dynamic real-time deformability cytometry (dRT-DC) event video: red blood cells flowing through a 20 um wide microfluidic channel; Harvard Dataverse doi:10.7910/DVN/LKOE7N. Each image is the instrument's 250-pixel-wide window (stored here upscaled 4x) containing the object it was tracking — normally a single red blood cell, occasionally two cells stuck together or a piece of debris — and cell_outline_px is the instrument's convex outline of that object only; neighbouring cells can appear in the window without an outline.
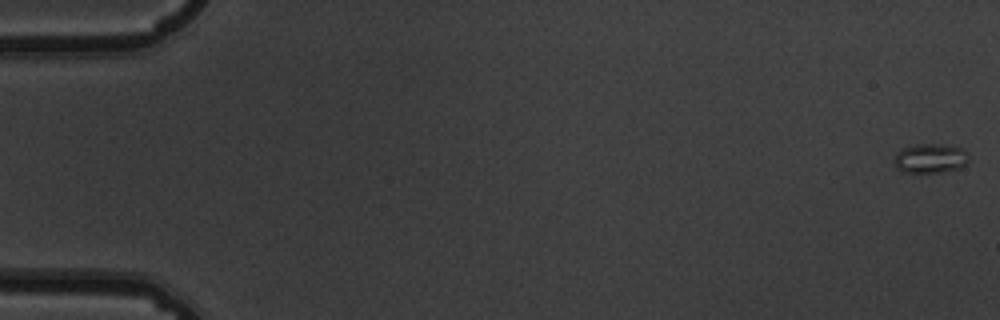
{"species": "common noctule bat (a hibernating species)", "species_latin": "Nyctalus noctula", "temperature_condition": "warm", "stored_images_in_passage": 51, "camera_frame_rate_fps": 3000, "um_per_image_px": 0.085, "animal": {"sex": "male", "body_mass_g": 19.5, "forearm_length_mm": 54.6}, "frame": {"image": 1, "passage_image": 1, "time_ms": 0.0, "image_size_px": [1000, 320], "cell_outline_px": [[968, 164], [960, 168], [944, 172], [900, 172], [892, 164], [896, 152], [900, 148], [916, 144], [940, 144], [960, 148], [968, 156]], "centroid_in_image_um": [79.01, 13.47], "position_along_channel_um": 6.0, "area_um2": 13.01}}